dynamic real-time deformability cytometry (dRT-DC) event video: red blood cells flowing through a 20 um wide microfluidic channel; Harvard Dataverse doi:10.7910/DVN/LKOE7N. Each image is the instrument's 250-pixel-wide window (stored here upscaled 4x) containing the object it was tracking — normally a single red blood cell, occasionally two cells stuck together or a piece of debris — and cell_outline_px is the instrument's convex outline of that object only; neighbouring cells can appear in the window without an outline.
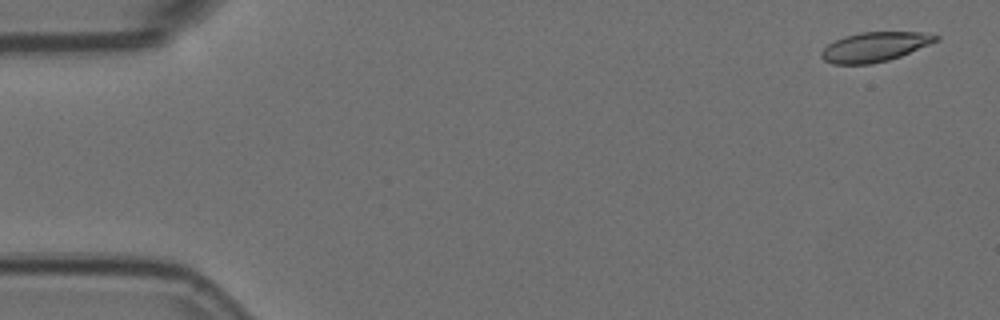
{"species": "Egyptian fruit bat (a non-hibernating species)", "species_latin": "Rousettus aegyptiacus", "temperature_condition": "room temperature", "stored_images_in_passage": 56, "camera_frame_rate_fps": 3000, "um_per_image_px": 0.085, "animal": {"sex": "female"}, "frame": {"image": 1, "passage_image": 3, "time_ms": 0.667, "image_size_px": [1000, 320], "cell_outline_px": [[940, 40], [900, 56], [888, 60], [868, 64], [832, 64], [824, 60], [820, 56], [820, 52], [828, 44], [844, 36], [860, 32], [920, 32], [940, 36]], "centroid_in_image_um": [74.34, 3.98], "position_along_channel_um": 10.7, "area_um2": 19.65}}
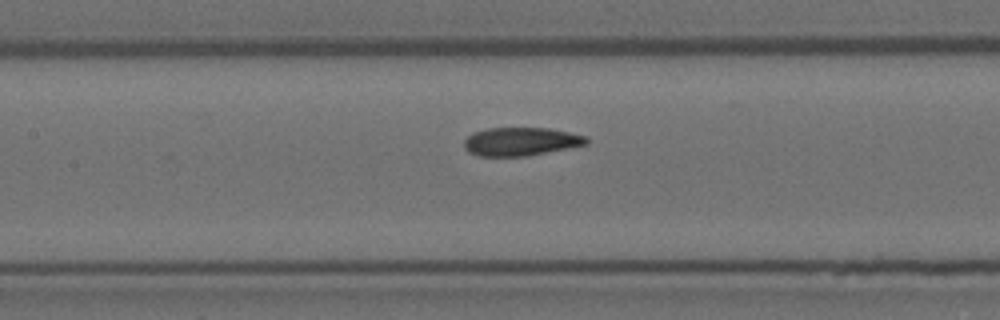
{"frame": {"image": 2, "passage_image": 26, "time_ms": 8.333, "image_size_px": [1000, 320], "cell_outline_px": [[592, 140], [588, 144], [568, 148], [524, 156], [480, 156], [468, 152], [464, 148], [464, 140], [472, 132], [488, 128], [548, 128], [588, 136]], "centroid_in_image_um": [44.28, 12.02], "position_along_channel_um": 163.1, "area_um2": 20.29}}
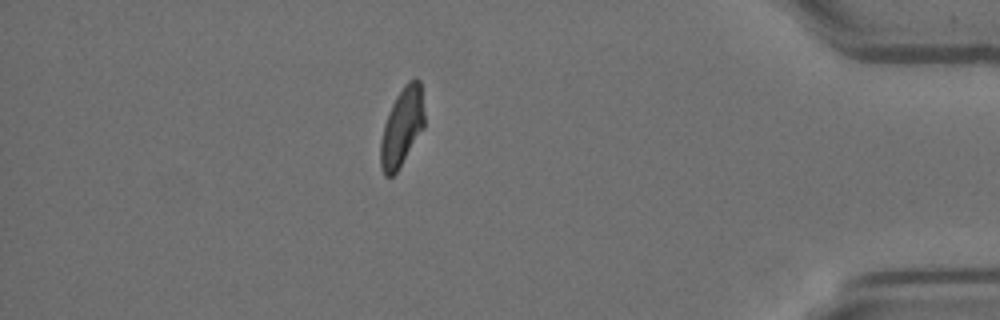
{"frame": {"image": 3, "passage_image": 49, "time_ms": 16.0, "image_size_px": [1000, 320], "cell_outline_px": [[424, 128], [396, 172], [392, 176], [384, 176], [380, 168], [380, 144], [384, 124], [388, 112], [396, 96], [404, 84], [408, 80], [416, 76], [420, 80], [424, 112]], "centroid_in_image_um": [34.16, 10.77], "position_along_channel_um": 401.0, "area_um2": 20.11}, "authors_computed_cell_mechanics": {"area_um2": 20.4612, "velocity_mm_per_s": 3.6607, "shape_relaxation_time_tau1_ms": null, "shape_relaxation_time_tau2_ms": 2.3803, "deformation_change_tau1": null, "deformation_change_tau2": 0.0713}}